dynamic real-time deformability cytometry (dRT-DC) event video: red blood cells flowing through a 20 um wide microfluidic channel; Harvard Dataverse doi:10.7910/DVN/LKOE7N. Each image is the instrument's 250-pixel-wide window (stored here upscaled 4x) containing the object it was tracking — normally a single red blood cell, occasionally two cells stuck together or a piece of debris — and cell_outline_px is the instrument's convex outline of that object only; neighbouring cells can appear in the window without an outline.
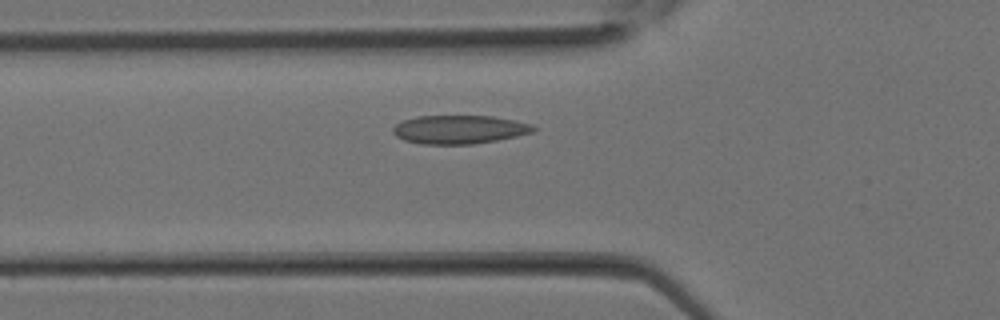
{"species": "Egyptian fruit bat (a non-hibernating species)", "species_latin": "Rousettus aegyptiacus", "temperature_condition": "room temperature", "stored_images_in_passage": 17, "camera_frame_rate_fps": 3000, "um_per_image_px": 0.085, "animal": {"sex": "female"}, "frame": {"image": 1, "passage_image": 7, "time_ms": 2.0, "image_size_px": [1000, 320], "cell_outline_px": [[536, 128], [532, 132], [516, 136], [496, 140], [472, 144], [420, 144], [404, 140], [396, 136], [392, 132], [392, 128], [396, 124], [404, 120], [416, 116], [492, 116], [532, 124]], "centroid_in_image_um": [39.0, 11.01], "position_along_channel_um": 86.8, "area_um2": 23.24}}
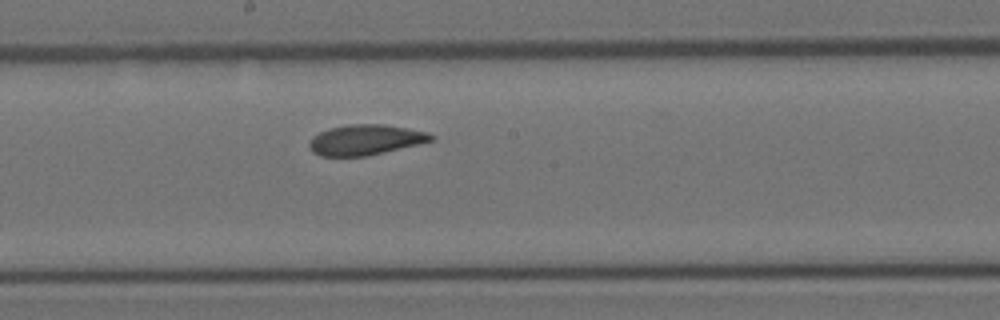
{"frame": {"image": 2, "passage_image": 13, "time_ms": 4.0, "image_size_px": [1000, 320], "cell_outline_px": [[432, 140], [420, 144], [364, 156], [320, 156], [312, 152], [308, 144], [312, 136], [328, 128], [348, 124], [384, 124], [428, 132], [432, 136]], "centroid_in_image_um": [31.01, 11.88], "position_along_channel_um": 217.2, "area_um2": 21.44}}
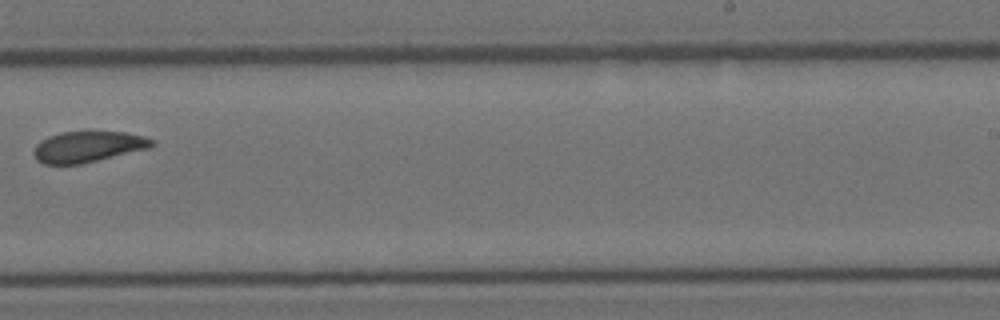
{"frame": {"image": 3, "passage_image": 16, "time_ms": 5.0, "image_size_px": [1000, 320], "cell_outline_px": [[156, 144], [152, 148], [80, 164], [44, 164], [36, 160], [32, 152], [36, 144], [40, 140], [48, 136], [60, 132], [88, 128], [124, 132], [144, 136], [152, 140]], "centroid_in_image_um": [7.48, 12.42], "position_along_channel_um": 281.5, "area_um2": 22.37}}